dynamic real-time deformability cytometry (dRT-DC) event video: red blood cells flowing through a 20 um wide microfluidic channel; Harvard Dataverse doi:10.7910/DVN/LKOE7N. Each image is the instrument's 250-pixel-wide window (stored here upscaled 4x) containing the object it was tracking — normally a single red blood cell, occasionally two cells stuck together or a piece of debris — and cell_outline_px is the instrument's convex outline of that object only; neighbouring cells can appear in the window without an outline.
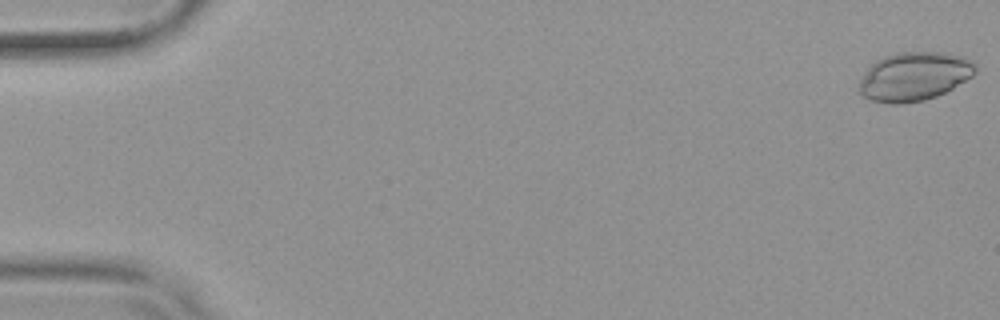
{"species": "common noctule bat (a hibernating species)", "species_latin": "Nyctalus noctula", "temperature_condition": "warm", "stored_images_in_passage": 53, "camera_frame_rate_fps": 3000, "um_per_image_px": 0.085, "animal": {"sex": "female", "body_mass_g": 19.9}, "frame": {"image": 1, "passage_image": 1, "time_ms": 0.0, "image_size_px": [1000, 320], "cell_outline_px": [[976, 72], [972, 76], [952, 88], [936, 96], [924, 100], [900, 104], [888, 104], [868, 100], [860, 92], [860, 80], [864, 72], [876, 60], [884, 56], [896, 52], [936, 52], [964, 56], [972, 60], [976, 64]], "centroid_in_image_um": [77.7, 6.49], "position_along_channel_um": 7.3, "area_um2": 33.06}}
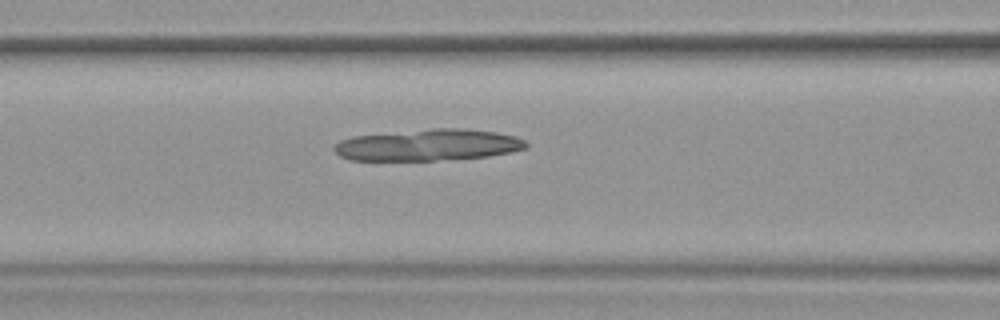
{"frame": {"image": 2, "passage_image": 23, "time_ms": 7.333, "image_size_px": [1000, 320], "cell_outline_px": [[528, 148], [512, 152], [488, 156], [436, 160], [352, 160], [340, 156], [332, 148], [340, 140], [352, 136], [432, 128], [464, 128], [496, 132], [516, 136], [524, 140], [528, 144]], "centroid_in_image_um": [36.42, 12.31], "position_along_channel_um": 130.2, "area_um2": 35.32}}